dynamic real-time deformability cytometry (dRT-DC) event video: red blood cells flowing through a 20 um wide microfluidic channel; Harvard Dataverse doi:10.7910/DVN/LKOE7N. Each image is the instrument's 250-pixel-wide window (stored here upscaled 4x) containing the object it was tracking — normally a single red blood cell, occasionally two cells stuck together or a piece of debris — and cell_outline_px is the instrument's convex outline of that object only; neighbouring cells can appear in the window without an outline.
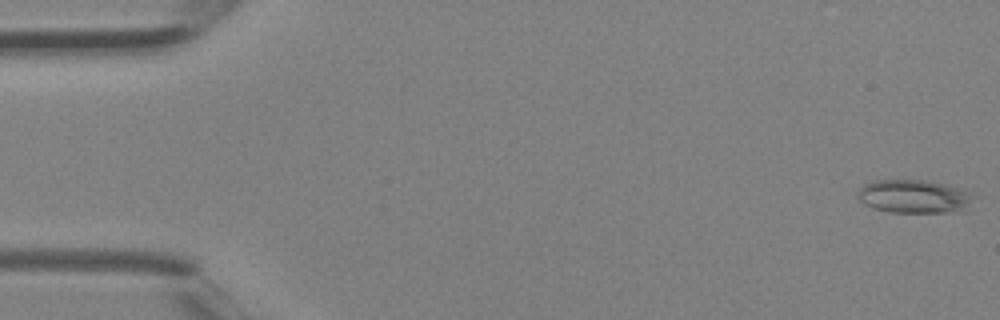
{"species": "Egyptian fruit bat (a non-hibernating species)", "species_latin": "Rousettus aegyptiacus", "temperature_condition": "room temperature", "stored_images_in_passage": 5, "camera_frame_rate_fps": 3000, "um_per_image_px": 0.085, "animal": {"sex": "female"}, "frame": {"image": 1, "passage_image": 5, "time_ms": 1.333, "image_size_px": [1000, 320], "cell_outline_px": [[976, 196], [964, 212], [888, 212], [872, 208], [864, 204], [860, 200], [860, 188], [864, 184], [872, 180], [924, 180], [944, 184], [972, 192]], "centroid_in_image_um": [77.75, 16.71], "position_along_channel_um": 7.3, "area_um2": 22.66}}